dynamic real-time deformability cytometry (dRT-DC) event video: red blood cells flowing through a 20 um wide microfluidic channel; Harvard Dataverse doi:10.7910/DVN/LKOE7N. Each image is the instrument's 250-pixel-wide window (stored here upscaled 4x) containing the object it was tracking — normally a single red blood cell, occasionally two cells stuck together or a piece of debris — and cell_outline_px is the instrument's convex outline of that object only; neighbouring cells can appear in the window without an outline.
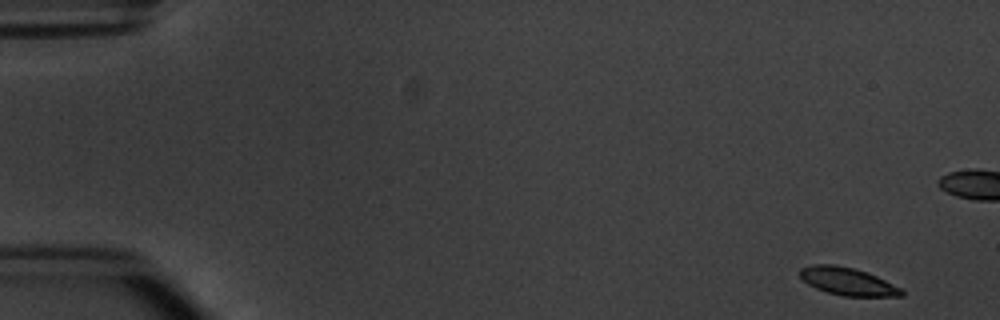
{"species": "common noctule bat (a hibernating species)", "species_latin": "Nyctalus noctula", "temperature_condition": "warm", "stored_images_in_passage": 5, "camera_frame_rate_fps": 3000, "um_per_image_px": 0.085, "animal": {"sex": "male", "body_mass_g": 20.1, "forearm_length_mm": 53.5}, "frame": {"image": 1, "passage_image": 1, "time_ms": 0.0, "image_size_px": [1000, 320], "cell_outline_px": [[904, 296], [844, 296], [828, 292], [816, 288], [808, 284], [800, 276], [800, 268], [812, 264], [832, 264], [852, 268], [876, 276], [900, 288], [904, 292]], "centroid_in_image_um": [72.02, 23.92], "position_along_channel_um": 13.0, "area_um2": 16.07}}
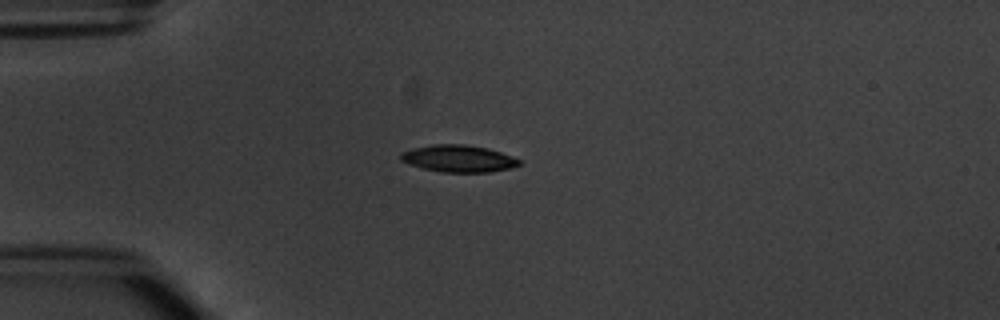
{"frame": {"image": 2, "passage_image": 5, "time_ms": 5.667, "image_size_px": [1000, 320], "cell_outline_px": [[520, 164], [512, 168], [488, 172], [440, 172], [424, 168], [400, 160], [400, 152], [412, 148], [432, 144], [464, 144], [488, 148], [512, 156], [520, 160]], "centroid_in_image_um": [38.97, 13.47], "position_along_channel_um": 46.0, "area_um2": 18.61}}